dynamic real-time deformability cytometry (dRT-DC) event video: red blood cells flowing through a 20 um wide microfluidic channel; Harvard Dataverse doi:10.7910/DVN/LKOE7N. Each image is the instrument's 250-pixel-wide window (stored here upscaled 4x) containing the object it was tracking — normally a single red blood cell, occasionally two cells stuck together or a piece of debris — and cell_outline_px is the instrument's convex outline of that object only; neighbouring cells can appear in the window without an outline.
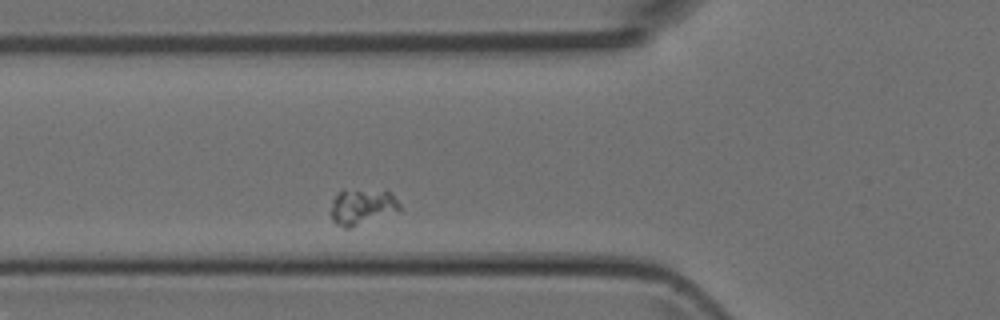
{"species": "Egyptian fruit bat (a non-hibernating species)", "species_latin": "Rousettus aegyptiacus", "temperature_condition": "room temperature", "stored_images_in_passage": 32, "segment_of_instrument_passage": [2, 2], "camera_frame_rate_fps": 3000, "um_per_image_px": 0.085, "animal": {"sex": "female"}, "frame": {"image": 1, "passage_image": 8, "time_ms": 2.333, "image_size_px": [1000, 320], "cell_outline_px": [[400, 208], [348, 228], [344, 228], [336, 224], [332, 220], [332, 200], [344, 188], [392, 192], [400, 204]], "centroid_in_image_um": [30.72, 17.52], "position_along_channel_um": 95.1, "area_um2": 13.81}}
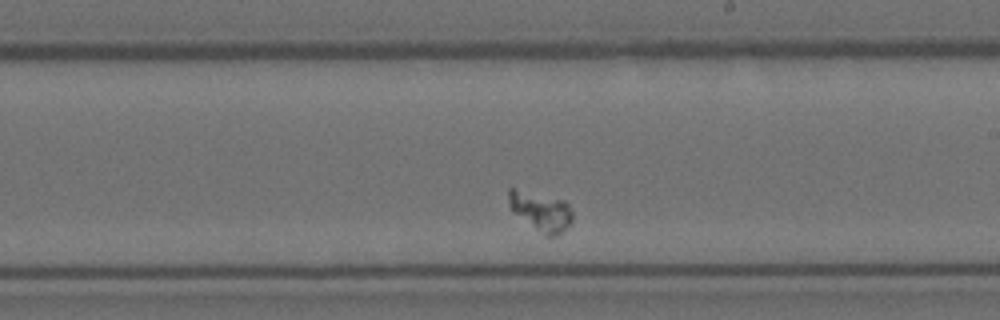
{"frame": {"image": 2, "passage_image": 20, "time_ms": 6.333, "image_size_px": [1000, 320], "cell_outline_px": [[572, 220], [560, 232], [552, 236], [544, 236], [512, 212], [508, 204], [508, 188], [512, 188], [564, 200], [568, 204], [572, 212]], "centroid_in_image_um": [45.92, 17.95], "position_along_channel_um": 243.1, "area_um2": 14.39}}
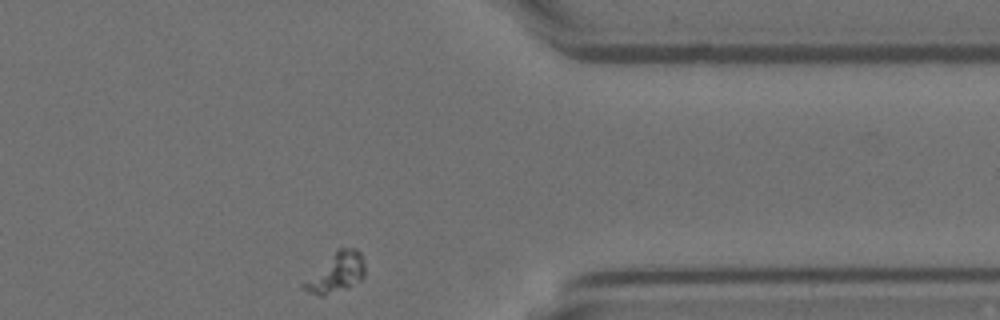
{"frame": {"image": 3, "passage_image": 32, "time_ms": 10.333, "image_size_px": [1000, 320], "cell_outline_px": [[364, 276], [360, 280], [348, 288], [324, 296], [320, 296], [308, 292], [300, 284], [340, 248], [356, 248], [360, 252], [364, 264]], "centroid_in_image_um": [28.58, 23.21], "position_along_channel_um": 382.8, "area_um2": 13.76}}